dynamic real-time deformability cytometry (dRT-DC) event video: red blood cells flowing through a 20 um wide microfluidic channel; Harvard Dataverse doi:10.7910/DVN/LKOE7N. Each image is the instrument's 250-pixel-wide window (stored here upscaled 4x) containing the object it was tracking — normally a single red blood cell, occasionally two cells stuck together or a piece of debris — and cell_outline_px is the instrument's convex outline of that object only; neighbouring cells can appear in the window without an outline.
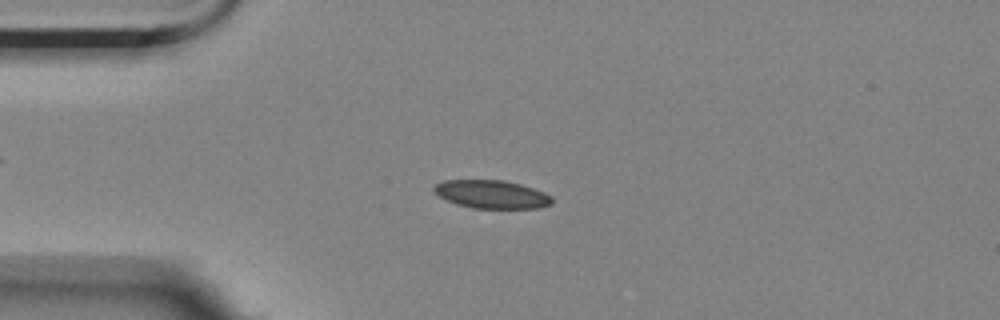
{"species": "Egyptian fruit bat (a non-hibernating species)", "species_latin": "Rousettus aegyptiacus", "temperature_condition": "room temperature", "stored_images_in_passage": 8, "camera_frame_rate_fps": 3000, "um_per_image_px": 0.085, "animal": {"sex": "female"}, "frame": {"image": 1, "passage_image": 4, "time_ms": 1.0, "image_size_px": [1000, 320], "cell_outline_px": [[552, 204], [540, 208], [472, 208], [456, 204], [440, 196], [432, 188], [436, 184], [444, 180], [504, 180], [520, 184], [544, 192], [552, 196]], "centroid_in_image_um": [41.81, 16.52], "position_along_channel_um": 43.2, "area_um2": 19.31}}
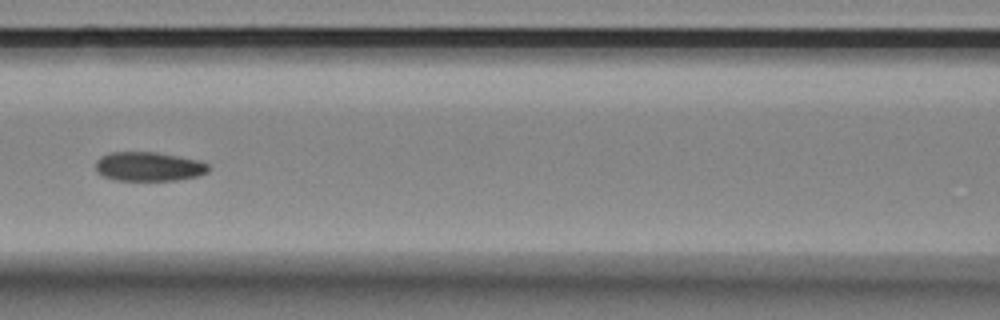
{"frame": {"image": 2, "passage_image": 7, "time_ms": 2.0, "image_size_px": [1000, 320], "cell_outline_px": [[208, 172], [196, 176], [176, 180], [116, 180], [104, 176], [96, 172], [96, 160], [100, 156], [108, 152], [156, 152], [200, 160], [208, 164]], "centroid_in_image_um": [12.62, 14.14], "position_along_channel_um": 154.0, "area_um2": 19.19}}
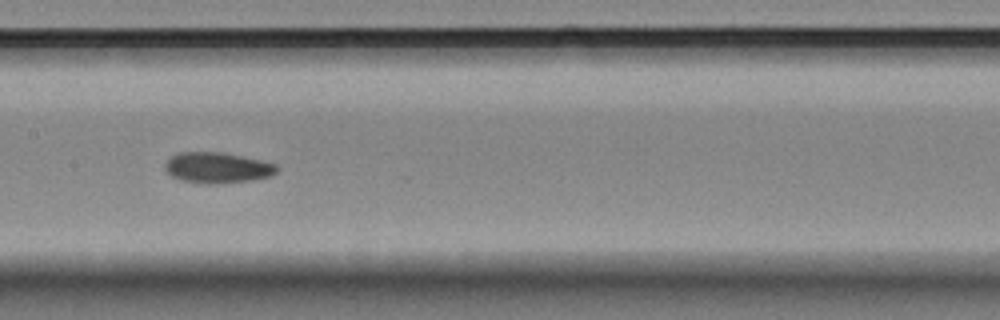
{"frame": {"image": 3, "passage_image": 8, "time_ms": 2.333, "image_size_px": [1000, 320], "cell_outline_px": [[276, 172], [268, 176], [252, 180], [212, 184], [200, 184], [180, 180], [172, 176], [164, 168], [164, 164], [176, 152], [224, 152], [260, 160], [276, 164]], "centroid_in_image_um": [18.42, 14.25], "position_along_channel_um": 189.0, "area_um2": 20.0}}